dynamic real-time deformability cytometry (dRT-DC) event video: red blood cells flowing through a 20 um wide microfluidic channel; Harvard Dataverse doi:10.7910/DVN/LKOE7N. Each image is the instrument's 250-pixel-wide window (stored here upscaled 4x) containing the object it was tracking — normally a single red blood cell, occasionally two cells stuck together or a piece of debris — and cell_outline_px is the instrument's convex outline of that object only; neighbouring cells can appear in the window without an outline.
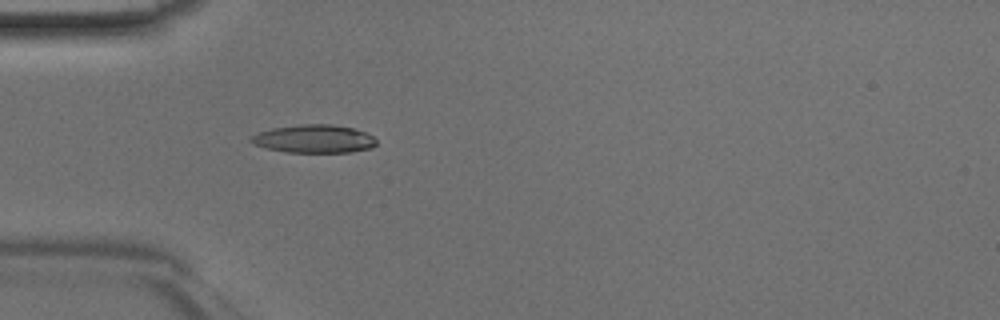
{"species": "Egyptian fruit bat (a non-hibernating species)", "species_latin": "Rousettus aegyptiacus", "temperature_condition": "room temperature", "stored_images_in_passage": 46, "camera_frame_rate_fps": 3000, "um_per_image_px": 0.085, "animal": {"sex": "male"}, "frame": {"image": 1, "passage_image": 14, "time_ms": 4.333, "image_size_px": [1000, 320], "cell_outline_px": [[376, 144], [372, 148], [352, 152], [284, 152], [264, 148], [252, 144], [248, 140], [252, 136], [260, 132], [272, 128], [300, 124], [332, 124], [352, 128], [364, 132], [372, 136], [376, 140]], "centroid_in_image_um": [26.66, 11.81], "position_along_channel_um": 58.3, "area_um2": 20.63}}
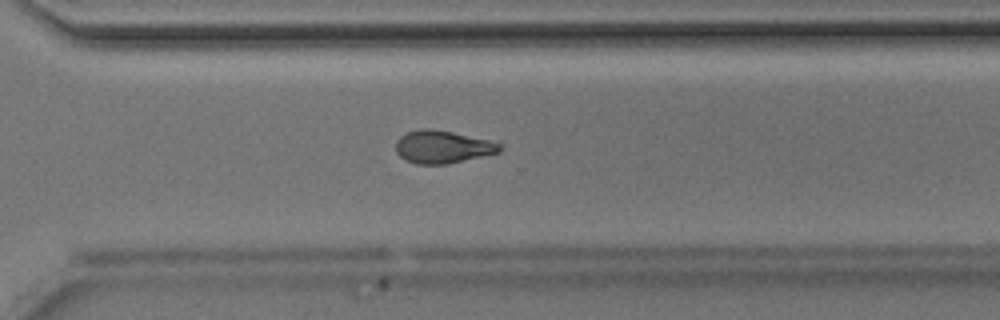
{"frame": {"image": 2, "passage_image": 33, "time_ms": 10.667, "image_size_px": [1000, 320], "cell_outline_px": [[500, 152], [444, 164], [416, 164], [404, 160], [396, 152], [396, 140], [400, 136], [408, 132], [420, 128], [432, 128], [452, 132], [488, 140], [500, 144]], "centroid_in_image_um": [37.55, 12.48], "position_along_channel_um": 333.1, "area_um2": 19.59}}
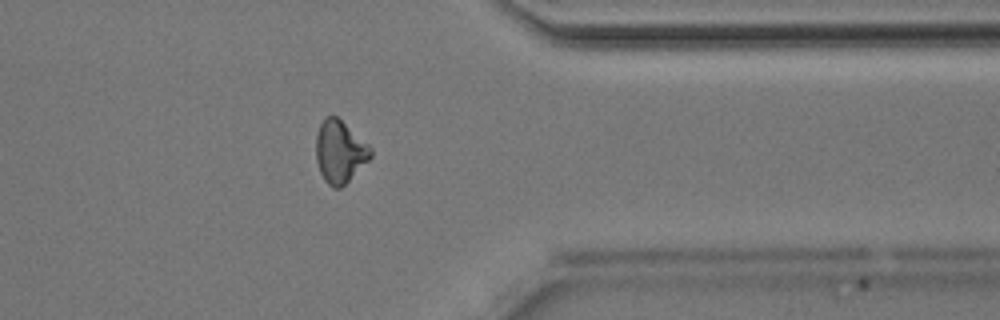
{"frame": {"image": 3, "passage_image": 37, "time_ms": 12.0, "image_size_px": [1000, 320], "cell_outline_px": [[372, 156], [340, 188], [332, 188], [324, 180], [320, 172], [316, 160], [316, 136], [320, 124], [324, 116], [336, 116], [368, 144], [372, 148]], "centroid_in_image_um": [28.86, 12.89], "position_along_channel_um": 382.5, "area_um2": 19.59}}